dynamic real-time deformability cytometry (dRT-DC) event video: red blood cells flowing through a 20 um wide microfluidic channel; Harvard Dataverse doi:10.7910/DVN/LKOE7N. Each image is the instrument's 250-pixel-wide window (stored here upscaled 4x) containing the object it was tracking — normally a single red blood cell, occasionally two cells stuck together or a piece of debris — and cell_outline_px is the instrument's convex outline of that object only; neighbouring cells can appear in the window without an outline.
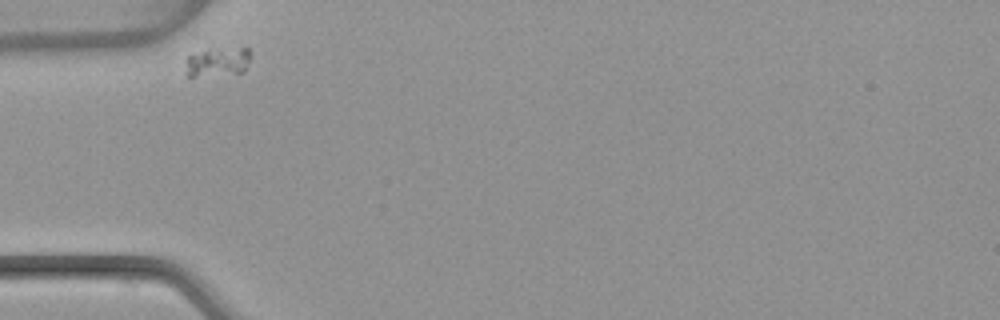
{"species": "common noctule bat (a hibernating species)", "species_latin": "Nyctalus noctula", "temperature_condition": "warm", "stored_images_in_passage": 31, "camera_frame_rate_fps": 3000, "um_per_image_px": 0.085, "animal": {"sex": "female", "body_mass_g": 22.7, "forearm_length_mm": 54.2}, "frame": {"image": 1, "passage_image": 1, "time_ms": 0.0, "image_size_px": [1000, 320], "cell_outline_px": [[252, 52], [244, 72], [192, 76], [188, 76], [184, 72], [184, 60], [188, 56], [204, 52], [240, 48], [248, 48]], "centroid_in_image_um": [18.49, 5.29], "position_along_channel_um": 66.5, "area_um2": 10.58}}
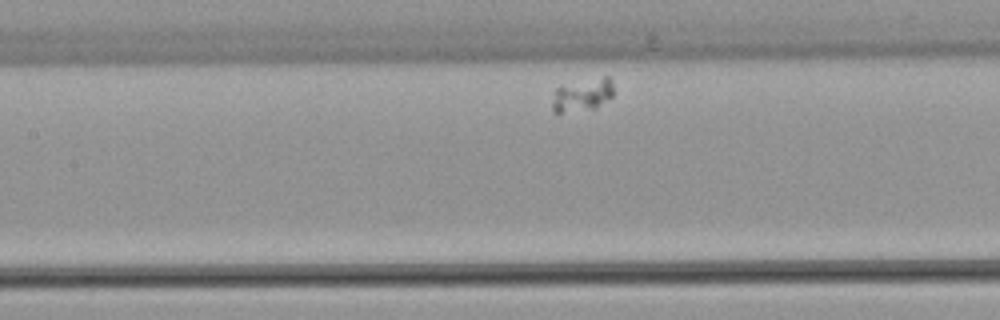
{"frame": {"image": 2, "passage_image": 10, "time_ms": 3.0, "image_size_px": [1000, 320], "cell_outline_px": [[612, 96], [596, 108], [560, 112], [552, 112], [552, 104], [556, 88], [604, 76], [608, 76], [612, 80]], "centroid_in_image_um": [49.52, 8.08], "position_along_channel_um": 157.9, "area_um2": 11.21}}
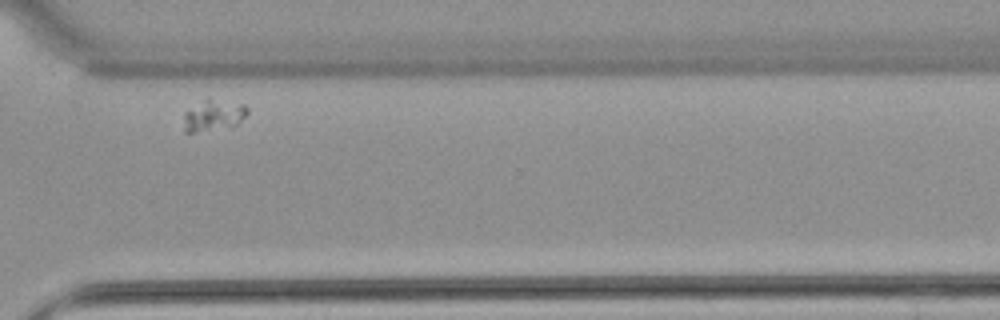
{"frame": {"image": 3, "passage_image": 28, "time_ms": 9.0, "image_size_px": [1000, 320], "cell_outline_px": [[248, 112], [232, 128], [192, 132], [184, 132], [184, 112], [208, 96], [244, 104], [248, 108]], "centroid_in_image_um": [18.15, 9.78], "position_along_channel_um": 352.4, "area_um2": 11.96}}